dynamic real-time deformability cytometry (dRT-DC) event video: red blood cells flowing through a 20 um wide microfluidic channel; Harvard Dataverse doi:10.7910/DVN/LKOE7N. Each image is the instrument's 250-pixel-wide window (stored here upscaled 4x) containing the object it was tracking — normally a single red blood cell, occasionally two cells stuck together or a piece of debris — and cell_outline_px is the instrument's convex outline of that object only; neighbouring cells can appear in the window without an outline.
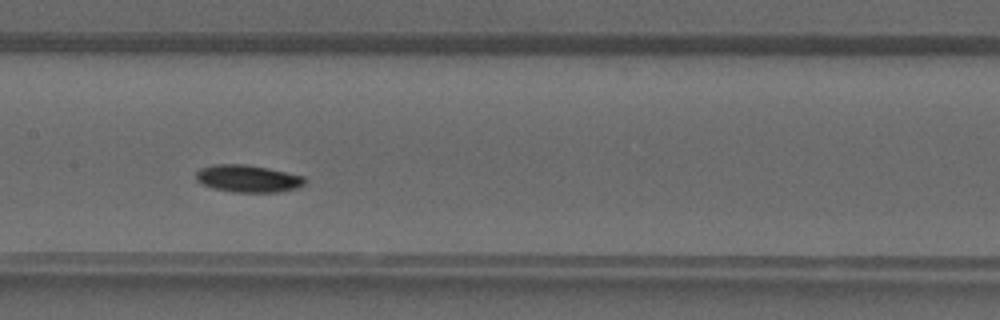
{"species": "common noctule bat (a hibernating species)", "species_latin": "Nyctalus noctula", "temperature_condition": "warm", "stored_images_in_passage": 26, "camera_frame_rate_fps": 3000, "um_per_image_px": 0.085, "animal": {"sex": "male", "forearm_length_mm": 52.5}, "frame": {"image": 1, "passage_image": 12, "time_ms": 3.667, "image_size_px": [1000, 320], "cell_outline_px": [[308, 180], [304, 184], [296, 188], [276, 192], [236, 192], [212, 188], [200, 184], [196, 180], [196, 172], [200, 168], [216, 164], [244, 164], [268, 168], [304, 176]], "centroid_in_image_um": [21.06, 15.18], "position_along_channel_um": 186.3, "area_um2": 17.34}}
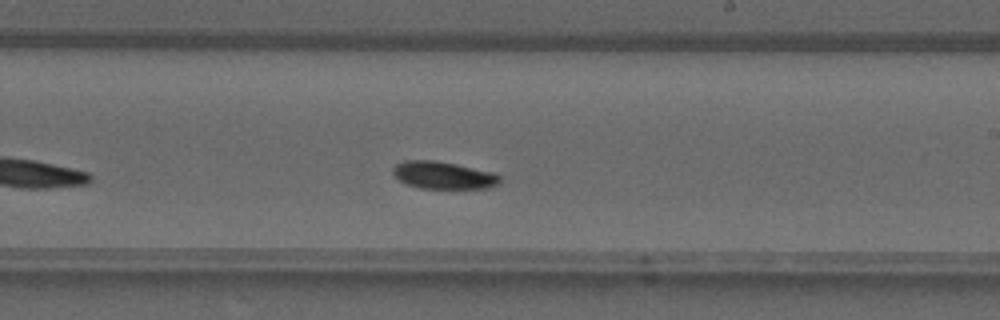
{"frame": {"image": 2, "passage_image": 16, "time_ms": 5.0, "image_size_px": [1000, 320], "cell_outline_px": [[500, 184], [488, 188], [420, 188], [408, 184], [400, 180], [392, 172], [392, 168], [396, 164], [404, 160], [436, 160], [456, 164], [492, 172], [500, 176]], "centroid_in_image_um": [37.69, 14.89], "position_along_channel_um": 251.3, "area_um2": 16.99}}
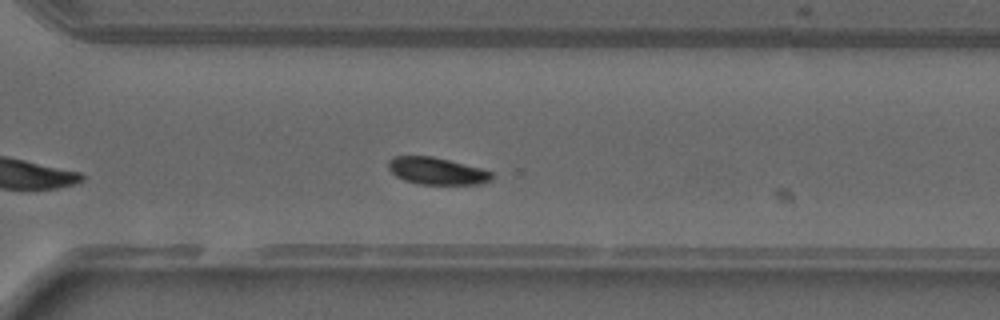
{"frame": {"image": 3, "passage_image": 21, "time_ms": 6.667, "image_size_px": [1000, 320], "cell_outline_px": [[492, 180], [484, 184], [416, 184], [404, 180], [396, 176], [388, 168], [388, 160], [396, 156], [432, 156], [480, 168], [492, 172]], "centroid_in_image_um": [37.12, 14.54], "position_along_channel_um": 333.5, "area_um2": 16.3}}